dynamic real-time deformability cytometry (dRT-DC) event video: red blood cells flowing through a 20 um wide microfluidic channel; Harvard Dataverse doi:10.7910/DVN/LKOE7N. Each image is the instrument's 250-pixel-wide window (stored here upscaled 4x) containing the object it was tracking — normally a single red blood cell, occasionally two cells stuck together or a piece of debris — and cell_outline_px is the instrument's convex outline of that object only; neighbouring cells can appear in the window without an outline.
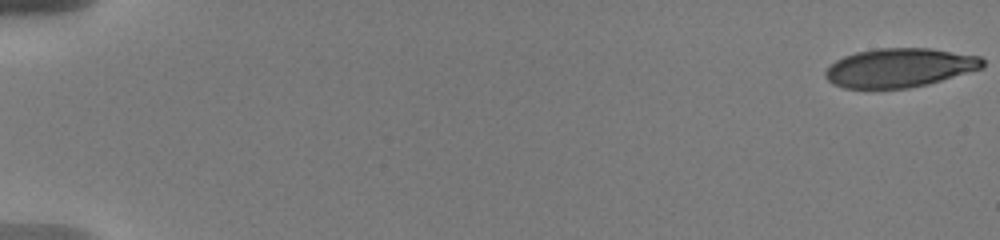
{"species": "human", "species_latin": "Homo sapiens", "temperature_condition": "warm", "stored_images_in_passage": 8, "camera_frame_rate_fps": 3000, "um_per_image_px": 0.085, "donor": {"sex": "male"}, "frame": {"image": 1, "passage_image": 1, "time_ms": 0.0, "image_size_px": [1000, 240], "cell_outline_px": [[984, 68], [928, 84], [908, 88], [844, 88], [832, 84], [824, 76], [824, 72], [836, 60], [844, 56], [856, 52], [876, 48], [932, 48], [980, 56], [984, 60]], "centroid_in_image_um": [76.48, 5.75], "position_along_channel_um": 8.5, "area_um2": 35.84}}
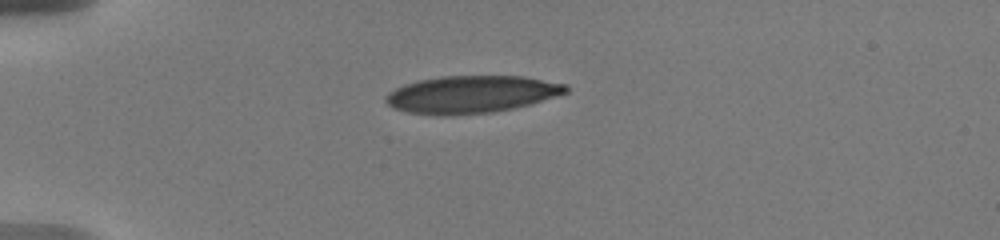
{"frame": {"image": 2, "passage_image": 6, "time_ms": 5.0, "image_size_px": [1000, 240], "cell_outline_px": [[568, 92], [516, 108], [492, 112], [452, 116], [440, 116], [408, 112], [392, 108], [384, 100], [384, 96], [388, 92], [404, 84], [416, 80], [440, 76], [524, 76], [568, 84]], "centroid_in_image_um": [40.03, 8.02], "position_along_channel_um": 45.0, "area_um2": 39.65}}
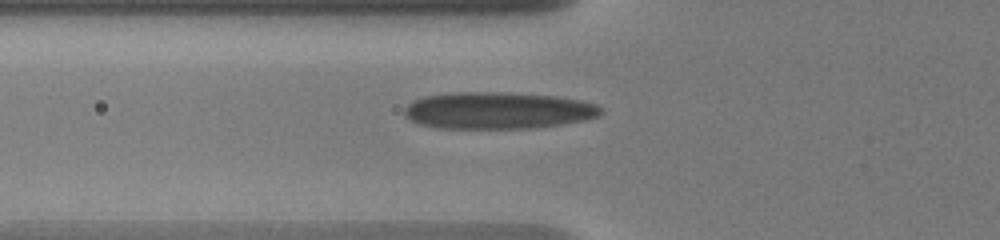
{"frame": {"image": 3, "passage_image": 8, "time_ms": 7.0, "image_size_px": [1000, 240], "cell_outline_px": [[604, 112], [600, 116], [584, 120], [560, 124], [532, 128], [436, 128], [420, 124], [404, 116], [404, 108], [408, 104], [424, 96], [448, 92], [504, 92], [556, 96], [580, 100], [596, 104]], "centroid_in_image_um": [42.31, 9.38], "position_along_channel_um": 83.5, "area_um2": 42.31}}